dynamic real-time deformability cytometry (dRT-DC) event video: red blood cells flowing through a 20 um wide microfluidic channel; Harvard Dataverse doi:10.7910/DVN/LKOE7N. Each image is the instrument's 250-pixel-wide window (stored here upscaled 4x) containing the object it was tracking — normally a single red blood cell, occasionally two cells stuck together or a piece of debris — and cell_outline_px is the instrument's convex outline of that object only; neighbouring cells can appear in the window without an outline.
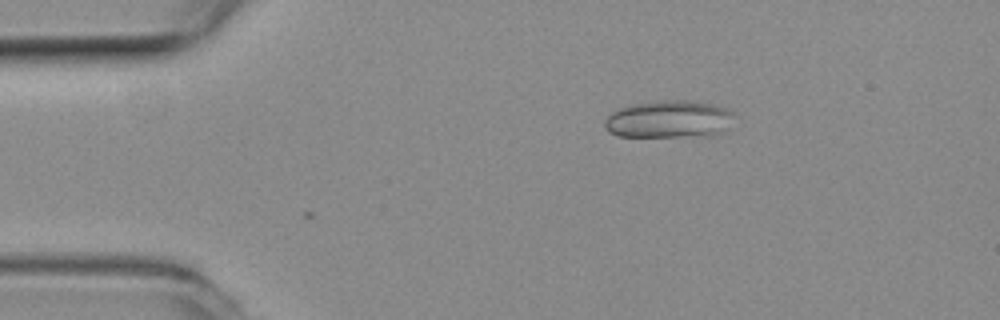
{"species": "common noctule bat (a hibernating species)", "species_latin": "Nyctalus noctula", "temperature_condition": "room temperature", "stored_images_in_passage": 2, "camera_frame_rate_fps": 3000, "um_per_image_px": 0.085, "animal": {"sex": "female", "body_mass_g": 19.3, "forearm_length_mm": 54.1}, "frame": {"image": 1, "passage_image": 2, "time_ms": 0.333, "image_size_px": [1000, 320], "cell_outline_px": [[736, 112], [728, 128], [724, 132], [712, 136], [616, 136], [608, 132], [604, 128], [604, 120], [616, 108], [632, 104], [660, 100], [688, 100], [712, 104], [728, 108]], "centroid_in_image_um": [56.88, 10.13], "position_along_channel_um": 28.1, "area_um2": 28.84}}